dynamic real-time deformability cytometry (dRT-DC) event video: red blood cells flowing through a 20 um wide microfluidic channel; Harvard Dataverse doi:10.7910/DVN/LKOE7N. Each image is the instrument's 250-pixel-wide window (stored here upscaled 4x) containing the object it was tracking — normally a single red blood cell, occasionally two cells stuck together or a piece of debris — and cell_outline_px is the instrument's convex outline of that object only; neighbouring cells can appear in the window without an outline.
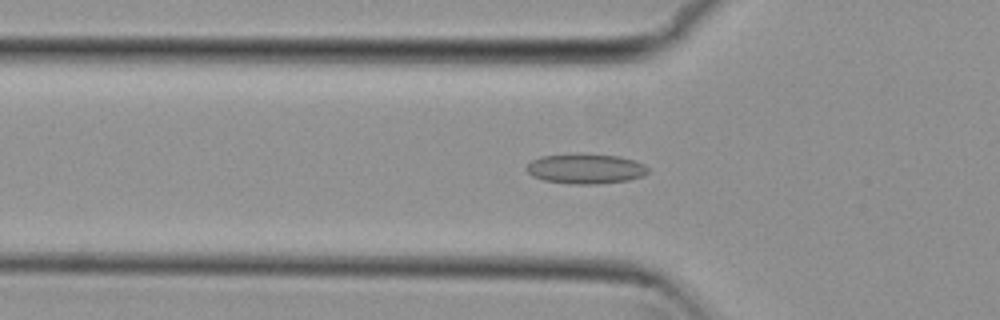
{"species": "common noctule bat (a hibernating species)", "species_latin": "Nyctalus noctula", "temperature_condition": "cold", "stored_images_in_passage": 42, "camera_frame_rate_fps": 3000, "um_per_image_px": 0.085, "animal": {"sex": "female", "body_mass_g": 29.2, "forearm_length_mm": 56.3}, "frame": {"image": 1, "passage_image": 13, "time_ms": 4.0, "image_size_px": [1000, 320], "cell_outline_px": [[648, 172], [644, 176], [628, 180], [596, 184], [568, 184], [544, 180], [532, 176], [524, 168], [532, 160], [540, 156], [580, 152], [616, 156], [632, 160], [644, 164], [648, 168]], "centroid_in_image_um": [49.74, 14.33], "position_along_channel_um": 76.1, "area_um2": 21.56}}
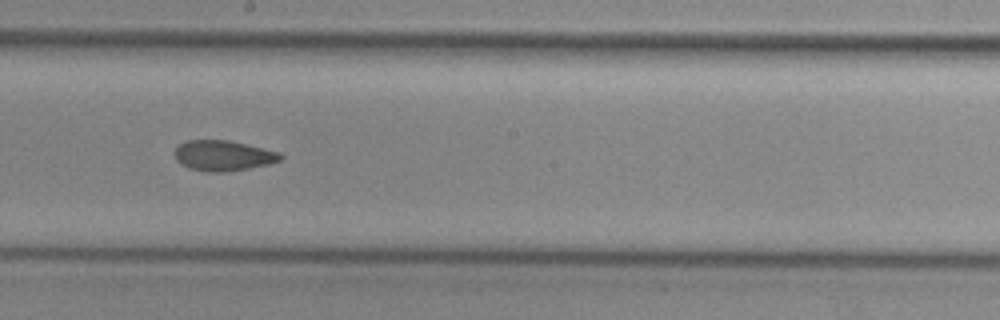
{"frame": {"image": 2, "passage_image": 25, "time_ms": 8.0, "image_size_px": [1000, 320], "cell_outline_px": [[284, 156], [280, 160], [268, 164], [248, 168], [224, 172], [208, 172], [188, 168], [180, 164], [176, 160], [176, 148], [180, 144], [188, 140], [228, 140], [280, 152]], "centroid_in_image_um": [18.97, 13.23], "position_along_channel_um": 229.2, "area_um2": 18.61}}
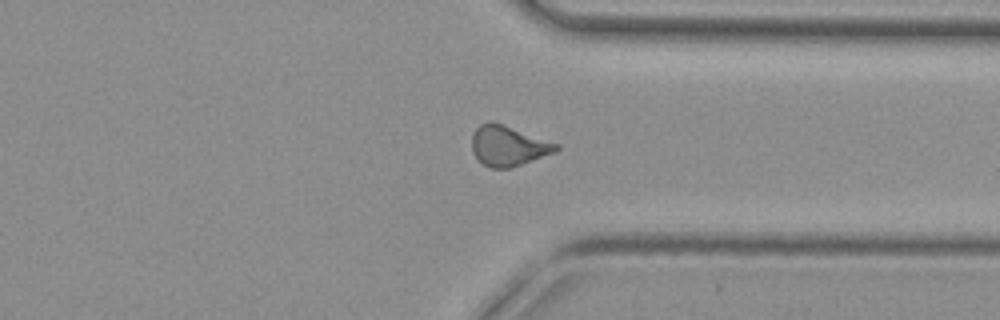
{"frame": {"image": 3, "passage_image": 36, "time_ms": 11.667, "image_size_px": [1000, 320], "cell_outline_px": [[560, 148], [556, 152], [508, 168], [488, 168], [472, 152], [472, 136], [476, 128], [480, 124], [488, 120], [560, 144]], "centroid_in_image_um": [43.19, 12.4], "position_along_channel_um": 368.2, "area_um2": 19.42}}